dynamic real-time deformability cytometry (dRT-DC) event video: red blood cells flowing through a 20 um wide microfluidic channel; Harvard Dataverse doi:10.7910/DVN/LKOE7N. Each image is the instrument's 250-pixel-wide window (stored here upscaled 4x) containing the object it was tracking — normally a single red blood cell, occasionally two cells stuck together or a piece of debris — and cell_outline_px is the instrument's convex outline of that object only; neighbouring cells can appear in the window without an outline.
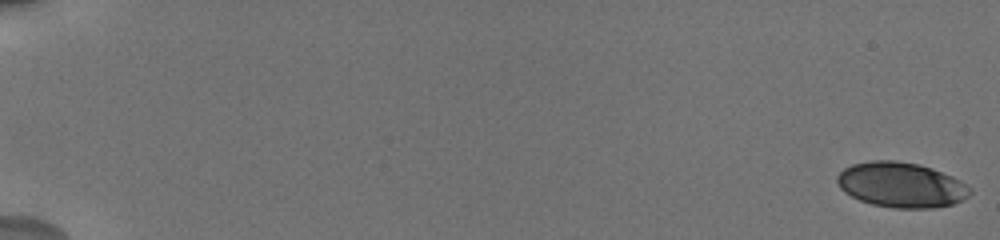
{"species": "human", "species_latin": "Homo sapiens", "temperature_condition": "cold", "stored_images_in_passage": 79, "camera_frame_rate_fps": 3000, "um_per_image_px": 0.085, "donor": {"sex": "male"}, "frame": {"image": 1, "passage_image": 1, "time_ms": 0.0, "image_size_px": [1000, 240], "cell_outline_px": [[972, 192], [968, 196], [952, 204], [932, 208], [896, 208], [872, 204], [860, 200], [844, 192], [840, 188], [836, 180], [836, 176], [844, 168], [852, 164], [872, 160], [896, 160], [916, 164], [932, 168], [952, 176], [964, 184]], "centroid_in_image_um": [76.55, 15.71], "position_along_channel_um": 8.4, "area_um2": 34.68}}
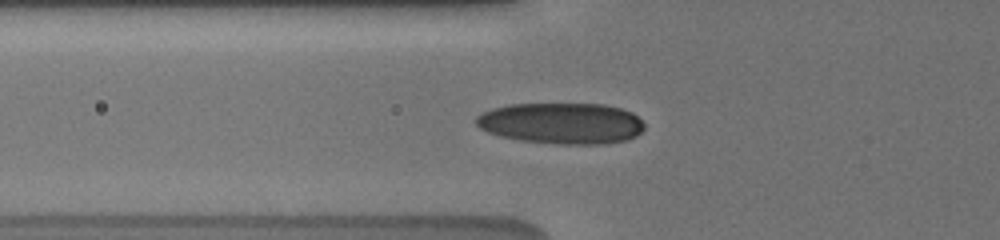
{"frame": {"image": 2, "passage_image": 29, "time_ms": 7.333, "image_size_px": [1000, 240], "cell_outline_px": [[644, 128], [636, 136], [628, 140], [600, 144], [564, 144], [520, 140], [500, 136], [488, 132], [480, 128], [476, 124], [476, 116], [480, 112], [492, 108], [508, 104], [604, 104], [620, 108], [632, 112], [644, 124]], "centroid_in_image_um": [47.71, 10.47], "position_along_channel_um": 78.1, "area_um2": 40.4}}
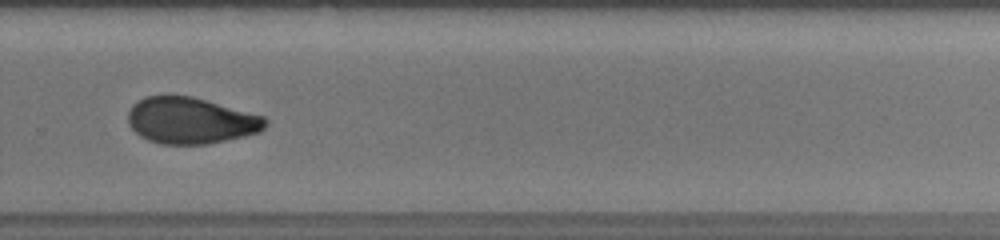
{"frame": {"image": 3, "passage_image": 60, "time_ms": 13.667, "image_size_px": [1000, 240], "cell_outline_px": [[268, 124], [260, 132], [204, 144], [160, 144], [148, 140], [140, 136], [132, 128], [128, 120], [128, 112], [132, 104], [144, 96], [168, 92], [192, 96], [264, 116], [268, 120]], "centroid_in_image_um": [16.16, 10.2], "position_along_channel_um": 313.6, "area_um2": 37.57}, "authors_computed_cell_mechanics": {"area_um2": 37.1654, "velocity_mm_per_s": 3.7293, "shape_relaxation_time_tau1_ms": 5.6158, "shape_relaxation_time_tau2_ms": 2.5249, "deformation_change_tau1": 0.1307, "deformation_change_tau2": 0.0696}}